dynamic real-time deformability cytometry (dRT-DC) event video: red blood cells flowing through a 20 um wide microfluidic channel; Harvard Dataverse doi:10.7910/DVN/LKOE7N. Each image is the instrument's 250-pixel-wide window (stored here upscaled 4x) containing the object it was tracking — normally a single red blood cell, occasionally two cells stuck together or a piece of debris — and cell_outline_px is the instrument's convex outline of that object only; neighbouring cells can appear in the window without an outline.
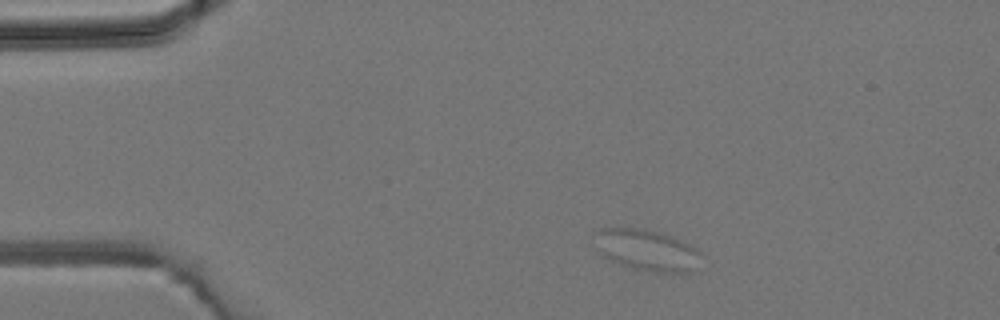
{"species": "common noctule bat (a hibernating species)", "species_latin": "Nyctalus noctula", "temperature_condition": "room temperature", "stored_images_in_passage": 5, "camera_frame_rate_fps": 3000, "um_per_image_px": 0.085, "animal": {"sex": "male", "body_mass_g": 19.2, "forearm_length_mm": 51.8}, "frame": {"image": 1, "passage_image": 1, "time_ms": 0.0, "image_size_px": [1000, 320], "cell_outline_px": [[700, 252], [696, 272], [652, 272], [620, 264], [604, 256], [600, 252], [596, 232], [600, 228], [644, 228], [668, 236], [688, 244], [696, 248]], "centroid_in_image_um": [55.02, 21.27], "position_along_channel_um": 30.0, "area_um2": 24.91}}